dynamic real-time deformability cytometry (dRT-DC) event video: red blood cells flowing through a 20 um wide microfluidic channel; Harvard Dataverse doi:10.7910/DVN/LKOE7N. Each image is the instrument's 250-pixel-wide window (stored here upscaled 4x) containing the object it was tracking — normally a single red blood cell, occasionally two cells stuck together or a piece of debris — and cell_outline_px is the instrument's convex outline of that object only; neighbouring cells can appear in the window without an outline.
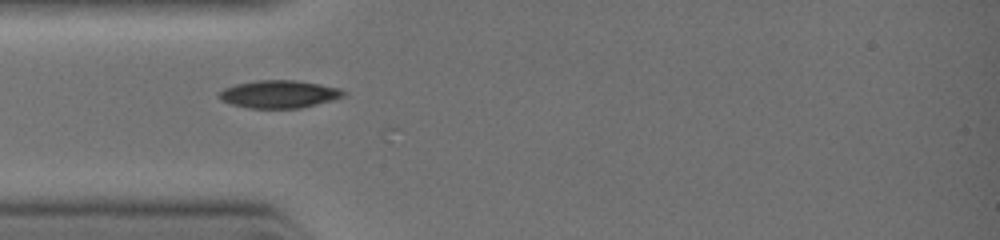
{"species": "common noctule bat (a hibernating species)", "species_latin": "Nyctalus noctula", "temperature_condition": "warm", "stored_images_in_passage": 9, "camera_frame_rate_fps": 3000, "um_per_image_px": 0.085, "animal": {"sex": "female", "body_mass_g": 19.0, "forearm_length_mm": 51.5}, "frame": {"image": 1, "passage_image": 7, "time_ms": 3.0, "image_size_px": [1000, 240], "cell_outline_px": [[348, 92], [344, 96], [332, 100], [300, 108], [248, 108], [232, 104], [220, 100], [220, 92], [224, 88], [236, 84], [260, 80], [296, 80], [340, 88]], "centroid_in_image_um": [23.75, 8.0], "position_along_channel_um": 61.3, "area_um2": 19.94}}